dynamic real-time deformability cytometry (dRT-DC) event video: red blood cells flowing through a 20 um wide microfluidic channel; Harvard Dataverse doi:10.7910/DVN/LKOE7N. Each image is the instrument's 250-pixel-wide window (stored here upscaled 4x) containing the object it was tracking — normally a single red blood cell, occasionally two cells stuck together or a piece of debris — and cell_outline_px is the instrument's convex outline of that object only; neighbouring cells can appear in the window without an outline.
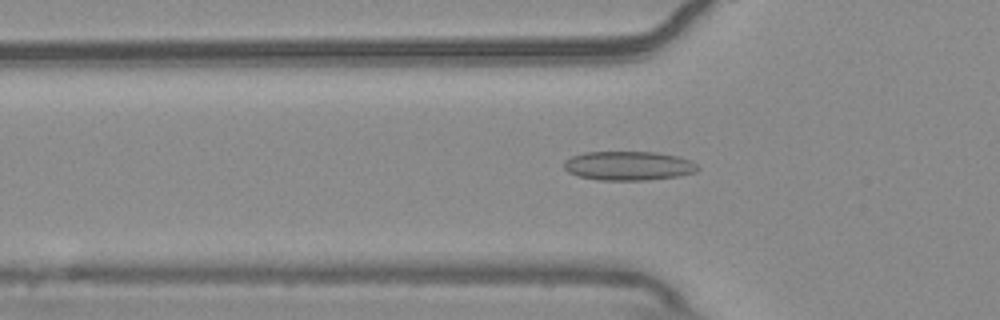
{"species": "common noctule bat (a hibernating species)", "species_latin": "Nyctalus noctula", "temperature_condition": "warm", "stored_images_in_passage": 42, "camera_frame_rate_fps": 3000, "um_per_image_px": 0.085, "animal": {"sex": "male", "body_mass_g": 20.4}, "frame": {"image": 1, "passage_image": 6, "time_ms": 1.667, "image_size_px": [1000, 320], "cell_outline_px": [[700, 168], [696, 172], [680, 176], [644, 180], [596, 180], [580, 176], [568, 172], [564, 168], [564, 160], [572, 156], [584, 152], [656, 152], [680, 156], [696, 164]], "centroid_in_image_um": [53.43, 14.09], "position_along_channel_um": 72.4, "area_um2": 22.77}}
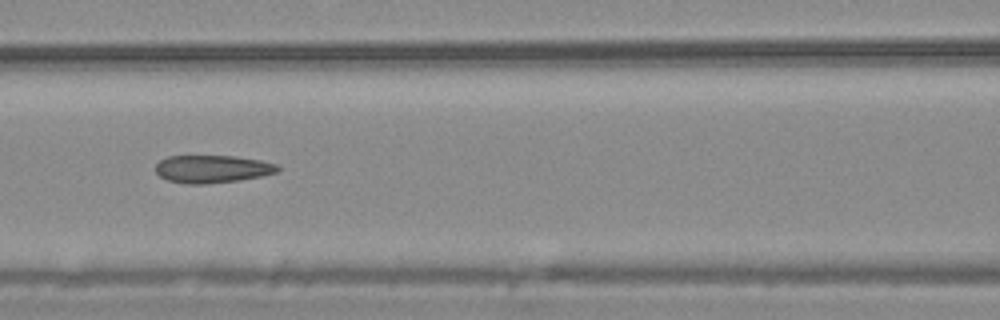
{"frame": {"image": 2, "passage_image": 12, "time_ms": 3.667, "image_size_px": [1000, 320], "cell_outline_px": [[280, 168], [276, 172], [260, 176], [240, 180], [204, 184], [188, 184], [168, 180], [160, 176], [156, 172], [156, 164], [160, 160], [168, 156], [232, 156], [260, 160], [276, 164]], "centroid_in_image_um": [18.02, 14.36], "position_along_channel_um": 148.6, "area_um2": 19.54}}
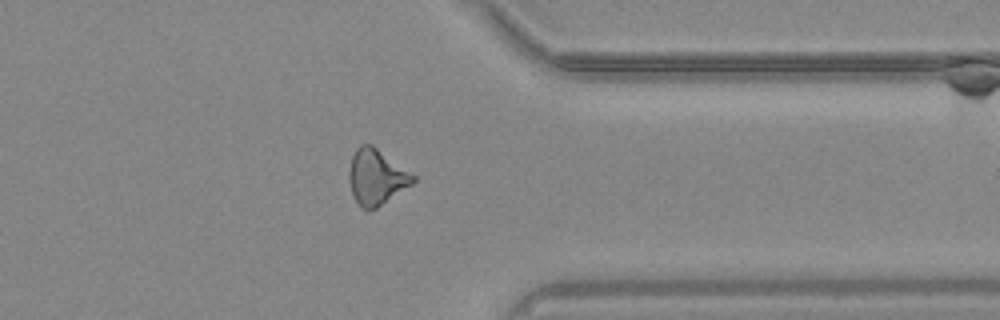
{"frame": {"image": 3, "passage_image": 31, "time_ms": 10.0, "image_size_px": [1000, 320], "cell_outline_px": [[416, 180], [412, 184], [376, 208], [368, 212], [360, 208], [352, 192], [348, 176], [348, 172], [352, 156], [356, 148], [360, 144], [372, 144], [416, 176]], "centroid_in_image_um": [31.98, 15.05], "position_along_channel_um": 379.4, "area_um2": 20.69}, "authors_computed_cell_mechanics": {"area_um2": 20.1722, "velocity_mm_per_s": 3.7518, "shape_relaxation_time_tau1_ms": null, "shape_relaxation_time_tau2_ms": 3.158, "deformation_change_tau1": null, "deformation_change_tau2": 0.11}}